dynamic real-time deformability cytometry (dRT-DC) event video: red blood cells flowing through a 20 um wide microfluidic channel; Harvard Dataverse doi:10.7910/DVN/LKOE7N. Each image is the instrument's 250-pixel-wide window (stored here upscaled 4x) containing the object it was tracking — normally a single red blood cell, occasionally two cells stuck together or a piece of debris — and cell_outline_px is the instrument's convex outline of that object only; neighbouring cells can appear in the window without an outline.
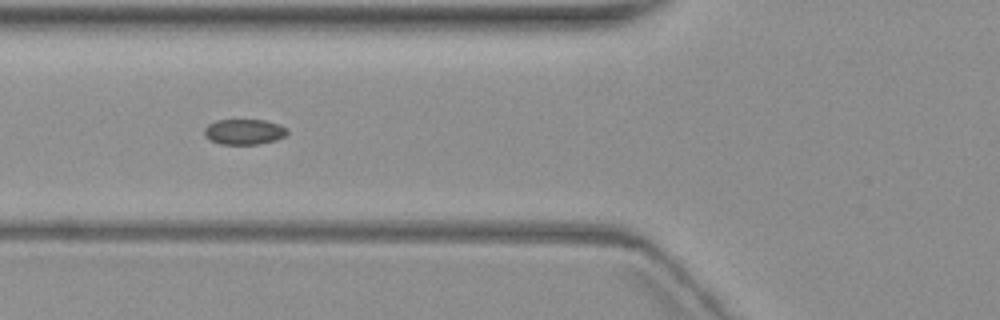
{"species": "common noctule bat (a hibernating species)", "species_latin": "Nyctalus noctula", "temperature_condition": "warm", "stored_images_in_passage": 15, "segment_of_instrument_passage": [1, 2], "camera_frame_rate_fps": 3000, "um_per_image_px": 0.085, "animal": {"sex": "female", "body_mass_g": 19.3, "forearm_length_mm": 54.1}, "frame": {"image": 1, "passage_image": 5, "time_ms": 5.667, "image_size_px": [1000, 320], "cell_outline_px": [[288, 132], [284, 136], [276, 140], [260, 144], [220, 144], [208, 140], [204, 136], [204, 128], [208, 124], [216, 120], [264, 120], [280, 124], [288, 128]], "centroid_in_image_um": [20.74, 11.2], "position_along_channel_um": 105.1, "area_um2": 12.48}}
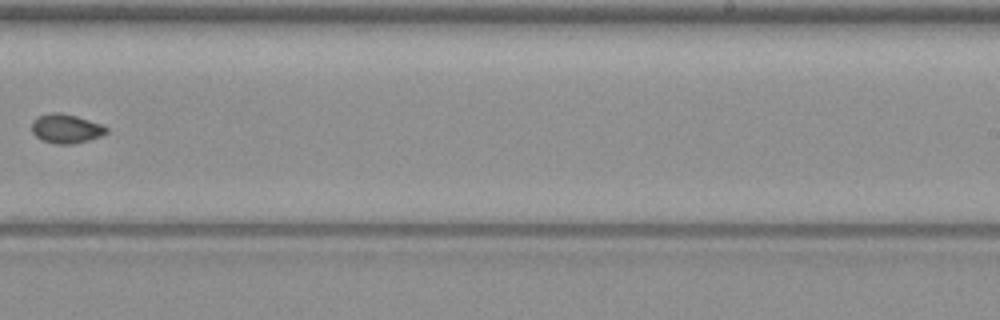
{"frame": {"image": 2, "passage_image": 9, "time_ms": 10.667, "image_size_px": [1000, 320], "cell_outline_px": [[108, 132], [100, 136], [88, 140], [72, 144], [56, 144], [40, 140], [32, 132], [32, 120], [40, 116], [52, 112], [60, 112], [76, 116], [100, 124], [108, 128]], "centroid_in_image_um": [5.59, 10.94], "position_along_channel_um": 283.4, "area_um2": 12.6}}
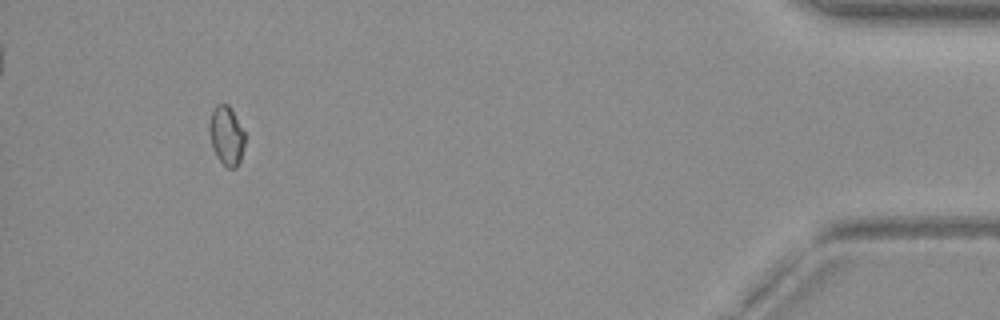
{"frame": {"image": 3, "passage_image": 13, "time_ms": 16.333, "image_size_px": [1000, 320], "cell_outline_px": [[244, 148], [240, 160], [236, 168], [228, 168], [216, 156], [212, 148], [208, 132], [208, 128], [212, 112], [216, 104], [228, 104], [232, 108], [244, 132]], "centroid_in_image_um": [19.24, 11.52], "position_along_channel_um": 416.0, "area_um2": 12.31}}